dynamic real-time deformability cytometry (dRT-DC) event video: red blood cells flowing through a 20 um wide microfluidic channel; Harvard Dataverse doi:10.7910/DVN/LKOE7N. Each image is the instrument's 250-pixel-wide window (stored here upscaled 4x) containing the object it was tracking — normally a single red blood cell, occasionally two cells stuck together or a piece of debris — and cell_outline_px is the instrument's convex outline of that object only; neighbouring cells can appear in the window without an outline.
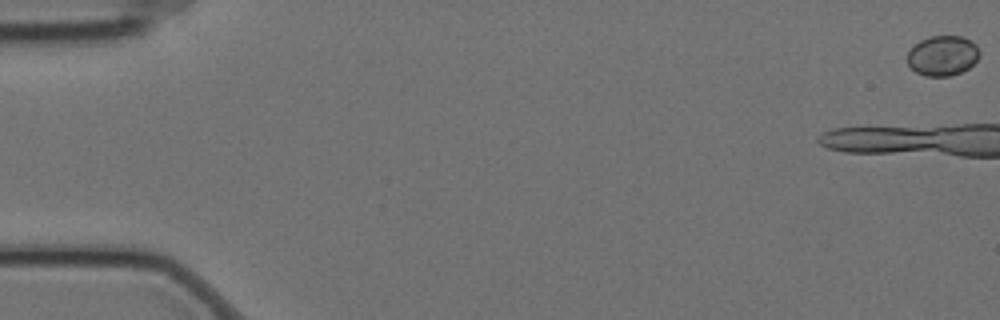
{"species": "Egyptian fruit bat (a non-hibernating species)", "species_latin": "Rousettus aegyptiacus", "temperature_condition": "cold", "stored_images_in_passage": 6, "camera_frame_rate_fps": 3000, "um_per_image_px": 0.085, "animal": {"sex": "female"}, "frame": {"image": 1, "passage_image": 1, "time_ms": 0.0, "image_size_px": [1000, 320], "cell_outline_px": [[980, 56], [968, 68], [960, 72], [948, 76], [924, 76], [916, 72], [908, 64], [908, 52], [920, 40], [928, 36], [964, 36], [972, 40], [976, 44], [980, 52]], "centroid_in_image_um": [80.14, 4.71], "position_along_channel_um": 4.9, "area_um2": 16.88}}